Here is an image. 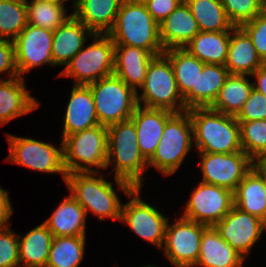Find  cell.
Wrapping results in <instances>:
<instances>
[{"label":"cell","instance_id":"obj_1","mask_svg":"<svg viewBox=\"0 0 266 267\" xmlns=\"http://www.w3.org/2000/svg\"><path fill=\"white\" fill-rule=\"evenodd\" d=\"M107 140V161L105 170L115 165V183L126 195L134 187H142V176L148 162L142 156L134 122L129 119L110 125Z\"/></svg>","mask_w":266,"mask_h":267},{"label":"cell","instance_id":"obj_2","mask_svg":"<svg viewBox=\"0 0 266 267\" xmlns=\"http://www.w3.org/2000/svg\"><path fill=\"white\" fill-rule=\"evenodd\" d=\"M198 152L228 154L242 151L239 122L235 116L207 108L187 110Z\"/></svg>","mask_w":266,"mask_h":267},{"label":"cell","instance_id":"obj_3","mask_svg":"<svg viewBox=\"0 0 266 267\" xmlns=\"http://www.w3.org/2000/svg\"><path fill=\"white\" fill-rule=\"evenodd\" d=\"M108 35L115 45L142 48L155 56L165 51L159 37V24L141 1L123 0Z\"/></svg>","mask_w":266,"mask_h":267},{"label":"cell","instance_id":"obj_4","mask_svg":"<svg viewBox=\"0 0 266 267\" xmlns=\"http://www.w3.org/2000/svg\"><path fill=\"white\" fill-rule=\"evenodd\" d=\"M97 174V175H96ZM99 172H75L67 174L65 184L70 194L83 207L98 217L120 220L122 205L112 182H108Z\"/></svg>","mask_w":266,"mask_h":267},{"label":"cell","instance_id":"obj_5","mask_svg":"<svg viewBox=\"0 0 266 267\" xmlns=\"http://www.w3.org/2000/svg\"><path fill=\"white\" fill-rule=\"evenodd\" d=\"M107 140L108 129L100 124L66 136L62 140L66 173L99 172L97 168L105 170Z\"/></svg>","mask_w":266,"mask_h":267},{"label":"cell","instance_id":"obj_6","mask_svg":"<svg viewBox=\"0 0 266 267\" xmlns=\"http://www.w3.org/2000/svg\"><path fill=\"white\" fill-rule=\"evenodd\" d=\"M140 89L143 92L141 95L137 93L139 106L144 104L142 107L164 109L173 113L186 111L170 59L164 53L152 58L146 71L144 84Z\"/></svg>","mask_w":266,"mask_h":267},{"label":"cell","instance_id":"obj_7","mask_svg":"<svg viewBox=\"0 0 266 267\" xmlns=\"http://www.w3.org/2000/svg\"><path fill=\"white\" fill-rule=\"evenodd\" d=\"M193 125L188 111L175 113L165 124L151 166L164 176L174 174L193 147Z\"/></svg>","mask_w":266,"mask_h":267},{"label":"cell","instance_id":"obj_8","mask_svg":"<svg viewBox=\"0 0 266 267\" xmlns=\"http://www.w3.org/2000/svg\"><path fill=\"white\" fill-rule=\"evenodd\" d=\"M88 86L100 125L108 127L129 120L138 106L137 93L115 74Z\"/></svg>","mask_w":266,"mask_h":267},{"label":"cell","instance_id":"obj_9","mask_svg":"<svg viewBox=\"0 0 266 267\" xmlns=\"http://www.w3.org/2000/svg\"><path fill=\"white\" fill-rule=\"evenodd\" d=\"M92 44L83 47L60 72L59 76L74 78V85H88L114 74L115 44L108 34L91 37Z\"/></svg>","mask_w":266,"mask_h":267},{"label":"cell","instance_id":"obj_10","mask_svg":"<svg viewBox=\"0 0 266 267\" xmlns=\"http://www.w3.org/2000/svg\"><path fill=\"white\" fill-rule=\"evenodd\" d=\"M7 140L10 154L6 161L38 172L59 173L65 182L67 173L63 165V143L57 148L47 142L11 134H7Z\"/></svg>","mask_w":266,"mask_h":267},{"label":"cell","instance_id":"obj_11","mask_svg":"<svg viewBox=\"0 0 266 267\" xmlns=\"http://www.w3.org/2000/svg\"><path fill=\"white\" fill-rule=\"evenodd\" d=\"M140 191V187H134L127 195L131 200L122 205L120 221L126 223L138 237L161 250L169 218L143 201L140 198Z\"/></svg>","mask_w":266,"mask_h":267},{"label":"cell","instance_id":"obj_12","mask_svg":"<svg viewBox=\"0 0 266 267\" xmlns=\"http://www.w3.org/2000/svg\"><path fill=\"white\" fill-rule=\"evenodd\" d=\"M233 206V191L201 181L190 195L182 217L207 226H214Z\"/></svg>","mask_w":266,"mask_h":267},{"label":"cell","instance_id":"obj_13","mask_svg":"<svg viewBox=\"0 0 266 267\" xmlns=\"http://www.w3.org/2000/svg\"><path fill=\"white\" fill-rule=\"evenodd\" d=\"M170 225L167 222L161 250L175 267H195L200 251L202 233L207 225L181 217Z\"/></svg>","mask_w":266,"mask_h":267},{"label":"cell","instance_id":"obj_14","mask_svg":"<svg viewBox=\"0 0 266 267\" xmlns=\"http://www.w3.org/2000/svg\"><path fill=\"white\" fill-rule=\"evenodd\" d=\"M202 182L235 191L255 162L243 151L228 154L198 152Z\"/></svg>","mask_w":266,"mask_h":267},{"label":"cell","instance_id":"obj_15","mask_svg":"<svg viewBox=\"0 0 266 267\" xmlns=\"http://www.w3.org/2000/svg\"><path fill=\"white\" fill-rule=\"evenodd\" d=\"M214 227L220 236L246 259L251 248L266 229V223L234 205Z\"/></svg>","mask_w":266,"mask_h":267},{"label":"cell","instance_id":"obj_16","mask_svg":"<svg viewBox=\"0 0 266 267\" xmlns=\"http://www.w3.org/2000/svg\"><path fill=\"white\" fill-rule=\"evenodd\" d=\"M53 31L27 24L14 40L19 75L44 64L55 66L52 58Z\"/></svg>","mask_w":266,"mask_h":267},{"label":"cell","instance_id":"obj_17","mask_svg":"<svg viewBox=\"0 0 266 267\" xmlns=\"http://www.w3.org/2000/svg\"><path fill=\"white\" fill-rule=\"evenodd\" d=\"M174 114L164 109L136 107L130 119L135 124L139 150L147 162L157 149L166 122Z\"/></svg>","mask_w":266,"mask_h":267},{"label":"cell","instance_id":"obj_18","mask_svg":"<svg viewBox=\"0 0 266 267\" xmlns=\"http://www.w3.org/2000/svg\"><path fill=\"white\" fill-rule=\"evenodd\" d=\"M62 140L73 133L99 125L91 89L74 85L65 109Z\"/></svg>","mask_w":266,"mask_h":267},{"label":"cell","instance_id":"obj_19","mask_svg":"<svg viewBox=\"0 0 266 267\" xmlns=\"http://www.w3.org/2000/svg\"><path fill=\"white\" fill-rule=\"evenodd\" d=\"M200 32L185 0L159 23V37L164 50L183 48Z\"/></svg>","mask_w":266,"mask_h":267},{"label":"cell","instance_id":"obj_20","mask_svg":"<svg viewBox=\"0 0 266 267\" xmlns=\"http://www.w3.org/2000/svg\"><path fill=\"white\" fill-rule=\"evenodd\" d=\"M155 55L142 48L115 45L114 74L136 93L144 84L148 65Z\"/></svg>","mask_w":266,"mask_h":267},{"label":"cell","instance_id":"obj_21","mask_svg":"<svg viewBox=\"0 0 266 267\" xmlns=\"http://www.w3.org/2000/svg\"><path fill=\"white\" fill-rule=\"evenodd\" d=\"M24 80L21 76L0 79V125L39 107L40 102L31 96Z\"/></svg>","mask_w":266,"mask_h":267},{"label":"cell","instance_id":"obj_22","mask_svg":"<svg viewBox=\"0 0 266 267\" xmlns=\"http://www.w3.org/2000/svg\"><path fill=\"white\" fill-rule=\"evenodd\" d=\"M88 35V37L86 36ZM94 33L73 14L53 31L52 58L54 65L66 66Z\"/></svg>","mask_w":266,"mask_h":267},{"label":"cell","instance_id":"obj_23","mask_svg":"<svg viewBox=\"0 0 266 267\" xmlns=\"http://www.w3.org/2000/svg\"><path fill=\"white\" fill-rule=\"evenodd\" d=\"M244 260L220 236L214 226H207L204 229L195 267H243Z\"/></svg>","mask_w":266,"mask_h":267},{"label":"cell","instance_id":"obj_24","mask_svg":"<svg viewBox=\"0 0 266 267\" xmlns=\"http://www.w3.org/2000/svg\"><path fill=\"white\" fill-rule=\"evenodd\" d=\"M230 73L224 65L204 64L198 73L196 89L183 98L186 111L192 108L211 107Z\"/></svg>","mask_w":266,"mask_h":267},{"label":"cell","instance_id":"obj_25","mask_svg":"<svg viewBox=\"0 0 266 267\" xmlns=\"http://www.w3.org/2000/svg\"><path fill=\"white\" fill-rule=\"evenodd\" d=\"M234 205L266 223L265 173L256 164L234 191Z\"/></svg>","mask_w":266,"mask_h":267},{"label":"cell","instance_id":"obj_26","mask_svg":"<svg viewBox=\"0 0 266 267\" xmlns=\"http://www.w3.org/2000/svg\"><path fill=\"white\" fill-rule=\"evenodd\" d=\"M264 62L258 55L251 38L241 27L231 30L225 67L232 75L251 76Z\"/></svg>","mask_w":266,"mask_h":267},{"label":"cell","instance_id":"obj_27","mask_svg":"<svg viewBox=\"0 0 266 267\" xmlns=\"http://www.w3.org/2000/svg\"><path fill=\"white\" fill-rule=\"evenodd\" d=\"M123 0H81L73 15L93 33L108 34Z\"/></svg>","mask_w":266,"mask_h":267},{"label":"cell","instance_id":"obj_28","mask_svg":"<svg viewBox=\"0 0 266 267\" xmlns=\"http://www.w3.org/2000/svg\"><path fill=\"white\" fill-rule=\"evenodd\" d=\"M87 215L83 207L70 194L43 223L53 237L86 235Z\"/></svg>","mask_w":266,"mask_h":267},{"label":"cell","instance_id":"obj_29","mask_svg":"<svg viewBox=\"0 0 266 267\" xmlns=\"http://www.w3.org/2000/svg\"><path fill=\"white\" fill-rule=\"evenodd\" d=\"M53 235L42 223L18 237L19 266L46 267Z\"/></svg>","mask_w":266,"mask_h":267},{"label":"cell","instance_id":"obj_30","mask_svg":"<svg viewBox=\"0 0 266 267\" xmlns=\"http://www.w3.org/2000/svg\"><path fill=\"white\" fill-rule=\"evenodd\" d=\"M231 31H200L183 48L205 64L225 65Z\"/></svg>","mask_w":266,"mask_h":267},{"label":"cell","instance_id":"obj_31","mask_svg":"<svg viewBox=\"0 0 266 267\" xmlns=\"http://www.w3.org/2000/svg\"><path fill=\"white\" fill-rule=\"evenodd\" d=\"M252 89L253 83L246 75L230 74L210 108L217 112L236 116L248 100Z\"/></svg>","mask_w":266,"mask_h":267},{"label":"cell","instance_id":"obj_32","mask_svg":"<svg viewBox=\"0 0 266 267\" xmlns=\"http://www.w3.org/2000/svg\"><path fill=\"white\" fill-rule=\"evenodd\" d=\"M173 67L178 91L184 98L191 89H196V80L204 64L184 48H170L164 51Z\"/></svg>","mask_w":266,"mask_h":267},{"label":"cell","instance_id":"obj_33","mask_svg":"<svg viewBox=\"0 0 266 267\" xmlns=\"http://www.w3.org/2000/svg\"><path fill=\"white\" fill-rule=\"evenodd\" d=\"M202 32L231 31L230 21L221 0H185Z\"/></svg>","mask_w":266,"mask_h":267},{"label":"cell","instance_id":"obj_34","mask_svg":"<svg viewBox=\"0 0 266 267\" xmlns=\"http://www.w3.org/2000/svg\"><path fill=\"white\" fill-rule=\"evenodd\" d=\"M85 236L53 237L46 267H78L84 258Z\"/></svg>","mask_w":266,"mask_h":267},{"label":"cell","instance_id":"obj_35","mask_svg":"<svg viewBox=\"0 0 266 267\" xmlns=\"http://www.w3.org/2000/svg\"><path fill=\"white\" fill-rule=\"evenodd\" d=\"M27 23L54 31L62 25L71 15H67L63 5L42 1L26 0Z\"/></svg>","mask_w":266,"mask_h":267},{"label":"cell","instance_id":"obj_36","mask_svg":"<svg viewBox=\"0 0 266 267\" xmlns=\"http://www.w3.org/2000/svg\"><path fill=\"white\" fill-rule=\"evenodd\" d=\"M27 24L26 0H0V40L14 41Z\"/></svg>","mask_w":266,"mask_h":267},{"label":"cell","instance_id":"obj_37","mask_svg":"<svg viewBox=\"0 0 266 267\" xmlns=\"http://www.w3.org/2000/svg\"><path fill=\"white\" fill-rule=\"evenodd\" d=\"M238 122L242 151L256 162L266 153V119Z\"/></svg>","mask_w":266,"mask_h":267},{"label":"cell","instance_id":"obj_38","mask_svg":"<svg viewBox=\"0 0 266 267\" xmlns=\"http://www.w3.org/2000/svg\"><path fill=\"white\" fill-rule=\"evenodd\" d=\"M228 18L235 27L253 20L263 12L264 0H221Z\"/></svg>","mask_w":266,"mask_h":267},{"label":"cell","instance_id":"obj_39","mask_svg":"<svg viewBox=\"0 0 266 267\" xmlns=\"http://www.w3.org/2000/svg\"><path fill=\"white\" fill-rule=\"evenodd\" d=\"M18 237L9 224L0 227V267H19Z\"/></svg>","mask_w":266,"mask_h":267},{"label":"cell","instance_id":"obj_40","mask_svg":"<svg viewBox=\"0 0 266 267\" xmlns=\"http://www.w3.org/2000/svg\"><path fill=\"white\" fill-rule=\"evenodd\" d=\"M251 38L252 43L264 63H266V14L262 12L253 20L240 26Z\"/></svg>","mask_w":266,"mask_h":267},{"label":"cell","instance_id":"obj_41","mask_svg":"<svg viewBox=\"0 0 266 267\" xmlns=\"http://www.w3.org/2000/svg\"><path fill=\"white\" fill-rule=\"evenodd\" d=\"M237 121L266 119V97L256 89H252L248 100L235 116Z\"/></svg>","mask_w":266,"mask_h":267},{"label":"cell","instance_id":"obj_42","mask_svg":"<svg viewBox=\"0 0 266 267\" xmlns=\"http://www.w3.org/2000/svg\"><path fill=\"white\" fill-rule=\"evenodd\" d=\"M7 72L10 78L20 76L16 66L14 41L0 40V74Z\"/></svg>","mask_w":266,"mask_h":267},{"label":"cell","instance_id":"obj_43","mask_svg":"<svg viewBox=\"0 0 266 267\" xmlns=\"http://www.w3.org/2000/svg\"><path fill=\"white\" fill-rule=\"evenodd\" d=\"M183 0H145L144 3L153 19L159 24L162 22Z\"/></svg>","mask_w":266,"mask_h":267},{"label":"cell","instance_id":"obj_44","mask_svg":"<svg viewBox=\"0 0 266 267\" xmlns=\"http://www.w3.org/2000/svg\"><path fill=\"white\" fill-rule=\"evenodd\" d=\"M8 192L9 191L4 190L0 186V227L9 223L8 220L14 211L8 196Z\"/></svg>","mask_w":266,"mask_h":267},{"label":"cell","instance_id":"obj_45","mask_svg":"<svg viewBox=\"0 0 266 267\" xmlns=\"http://www.w3.org/2000/svg\"><path fill=\"white\" fill-rule=\"evenodd\" d=\"M251 77L256 79L253 81V88L266 97V63L262 64Z\"/></svg>","mask_w":266,"mask_h":267},{"label":"cell","instance_id":"obj_46","mask_svg":"<svg viewBox=\"0 0 266 267\" xmlns=\"http://www.w3.org/2000/svg\"><path fill=\"white\" fill-rule=\"evenodd\" d=\"M255 164L266 174V153Z\"/></svg>","mask_w":266,"mask_h":267},{"label":"cell","instance_id":"obj_47","mask_svg":"<svg viewBox=\"0 0 266 267\" xmlns=\"http://www.w3.org/2000/svg\"><path fill=\"white\" fill-rule=\"evenodd\" d=\"M42 1L53 2V3H57V4L65 6V4H66L65 2L68 0H42Z\"/></svg>","mask_w":266,"mask_h":267},{"label":"cell","instance_id":"obj_48","mask_svg":"<svg viewBox=\"0 0 266 267\" xmlns=\"http://www.w3.org/2000/svg\"><path fill=\"white\" fill-rule=\"evenodd\" d=\"M73 1V6H74V10H75V7H76V5L81 1V0H72Z\"/></svg>","mask_w":266,"mask_h":267},{"label":"cell","instance_id":"obj_49","mask_svg":"<svg viewBox=\"0 0 266 267\" xmlns=\"http://www.w3.org/2000/svg\"><path fill=\"white\" fill-rule=\"evenodd\" d=\"M263 12L266 14V0H264Z\"/></svg>","mask_w":266,"mask_h":267},{"label":"cell","instance_id":"obj_50","mask_svg":"<svg viewBox=\"0 0 266 267\" xmlns=\"http://www.w3.org/2000/svg\"><path fill=\"white\" fill-rule=\"evenodd\" d=\"M142 267H157L156 265H146V266H142Z\"/></svg>","mask_w":266,"mask_h":267},{"label":"cell","instance_id":"obj_51","mask_svg":"<svg viewBox=\"0 0 266 267\" xmlns=\"http://www.w3.org/2000/svg\"><path fill=\"white\" fill-rule=\"evenodd\" d=\"M265 191H266V174H265Z\"/></svg>","mask_w":266,"mask_h":267},{"label":"cell","instance_id":"obj_52","mask_svg":"<svg viewBox=\"0 0 266 267\" xmlns=\"http://www.w3.org/2000/svg\"><path fill=\"white\" fill-rule=\"evenodd\" d=\"M132 1H141V2H144L145 0H132Z\"/></svg>","mask_w":266,"mask_h":267}]
</instances>
